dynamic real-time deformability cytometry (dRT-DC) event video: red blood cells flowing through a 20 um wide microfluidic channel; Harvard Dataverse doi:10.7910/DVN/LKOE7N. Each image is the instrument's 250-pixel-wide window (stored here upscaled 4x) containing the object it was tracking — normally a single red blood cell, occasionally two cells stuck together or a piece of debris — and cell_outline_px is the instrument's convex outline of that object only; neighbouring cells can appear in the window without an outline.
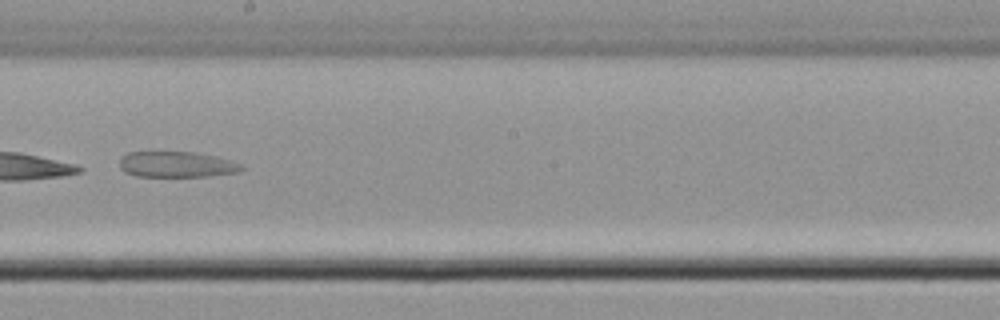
{"species": "common noctule bat (a hibernating species)", "species_latin": "Nyctalus noctula", "temperature_condition": "cold", "stored_images_in_passage": 12, "camera_frame_rate_fps": 3000, "um_per_image_px": 0.085, "animal": {"sex": "male", "body_mass_g": 21.5, "forearm_length_mm": 52.0}, "frame": {"image": 1, "passage_image": 7, "time_ms": 8.333, "image_size_px": [1000, 320], "cell_outline_px": [[244, 168], [240, 172], [208, 176], [136, 176], [124, 172], [120, 168], [120, 160], [128, 152], [196, 152], [216, 156], [244, 164]], "centroid_in_image_um": [15.06, 13.98], "position_along_channel_um": 233.1, "area_um2": 18.38}}
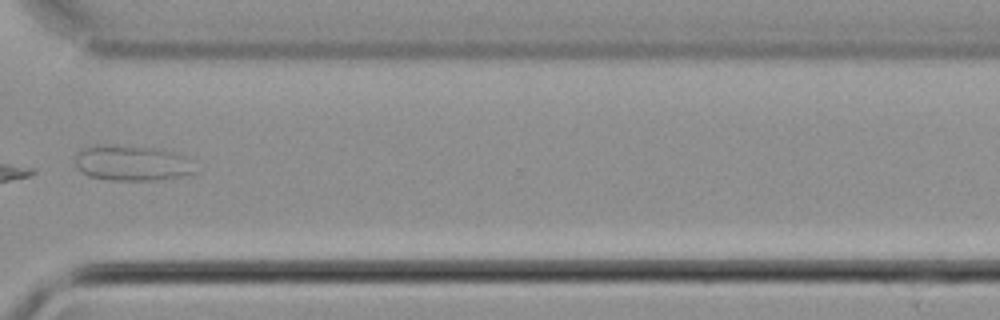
{"frame": {"image": 2, "passage_image": 10, "time_ms": 11.667, "image_size_px": [1000, 320], "cell_outline_px": [[192, 172], [188, 176], [156, 180], [108, 180], [88, 176], [80, 172], [76, 168], [76, 156], [84, 148], [96, 144], [104, 144], [160, 148], [184, 156]], "centroid_in_image_um": [11.13, 13.86], "position_along_channel_um": 359.5, "area_um2": 24.62}, "authors_computed_cell_mechanics": {"area_um2": 23.3512, "velocity_mm_per_s": 3.7993, "shape_relaxation_time_tau1_ms": 2.3736, "shape_relaxation_time_tau2_ms": null, "deformation_change_tau1": 0.2661, "deformation_change_tau2": null}}